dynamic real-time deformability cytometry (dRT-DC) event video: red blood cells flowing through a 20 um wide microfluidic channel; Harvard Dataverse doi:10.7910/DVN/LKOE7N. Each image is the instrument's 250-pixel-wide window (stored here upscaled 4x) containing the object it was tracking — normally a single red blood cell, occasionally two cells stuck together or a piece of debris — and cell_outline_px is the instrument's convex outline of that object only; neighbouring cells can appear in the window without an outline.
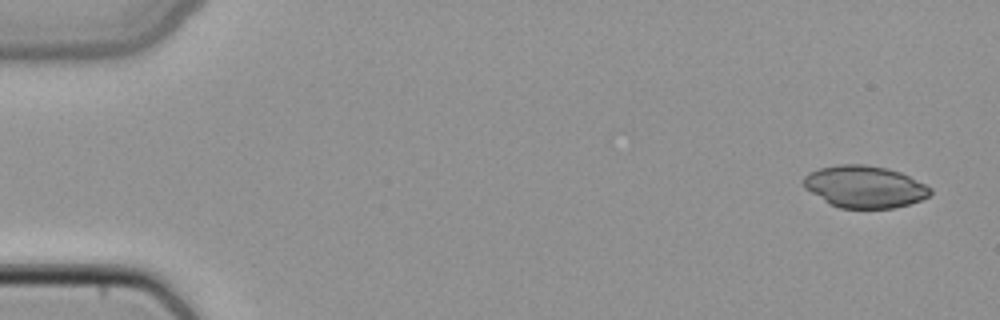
{"species": "common noctule bat (a hibernating species)", "species_latin": "Nyctalus noctula", "temperature_condition": "cold", "stored_images_in_passage": 5, "segment_of_instrument_passage": [1, 2], "camera_frame_rate_fps": 3000, "um_per_image_px": 0.085, "animal": {"sex": "female", "body_mass_g": 22.7, "forearm_length_mm": 54.2}, "frame": {"image": 1, "passage_image": 1, "time_ms": 0.0, "image_size_px": [1000, 320], "cell_outline_px": [[932, 192], [928, 196], [920, 200], [908, 204], [892, 208], [840, 208], [828, 204], [804, 188], [804, 176], [808, 172], [820, 168], [840, 164], [864, 164], [888, 168], [900, 172], [932, 188]], "centroid_in_image_um": [73.46, 15.87], "position_along_channel_um": 11.5, "area_um2": 31.04}}